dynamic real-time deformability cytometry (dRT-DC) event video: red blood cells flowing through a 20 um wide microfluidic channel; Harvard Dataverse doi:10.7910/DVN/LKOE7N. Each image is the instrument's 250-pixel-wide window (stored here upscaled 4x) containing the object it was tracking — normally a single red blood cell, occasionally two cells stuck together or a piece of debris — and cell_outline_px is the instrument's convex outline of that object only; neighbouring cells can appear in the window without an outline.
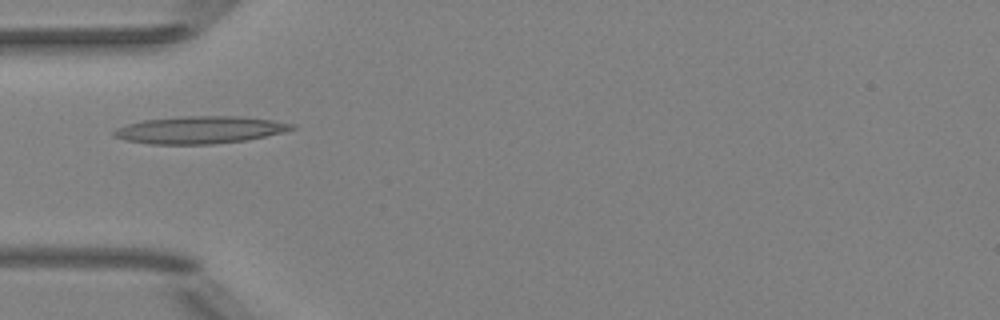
{"species": "Egyptian fruit bat (a non-hibernating species)", "species_latin": "Rousettus aegyptiacus", "temperature_condition": "room temperature", "stored_images_in_passage": 5, "camera_frame_rate_fps": 3000, "um_per_image_px": 0.085, "animal": {"sex": "female"}, "frame": {"image": 1, "passage_image": 3, "time_ms": 2.333, "image_size_px": [1000, 320], "cell_outline_px": [[296, 128], [284, 132], [248, 140], [212, 144], [148, 144], [124, 140], [112, 136], [112, 132], [116, 128], [128, 124], [144, 120], [184, 116], [240, 116], [272, 120], [296, 124]], "centroid_in_image_um": [17.0, 11.04], "position_along_channel_um": 68.0, "area_um2": 28.5}}
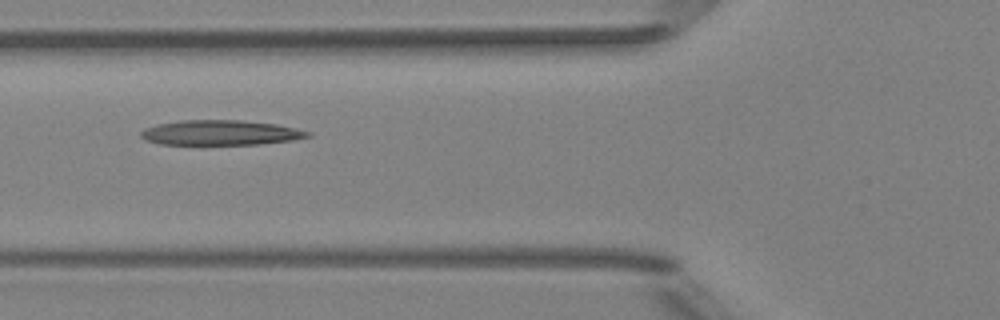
{"frame": {"image": 2, "passage_image": 4, "time_ms": 3.333, "image_size_px": [1000, 320], "cell_outline_px": [[312, 136], [292, 140], [260, 144], [160, 144], [144, 140], [140, 136], [140, 132], [144, 128], [160, 124], [180, 120], [240, 120], [276, 124], [296, 128], [312, 132]], "centroid_in_image_um": [18.75, 11.28], "position_along_channel_um": 107.0, "area_um2": 24.28}}
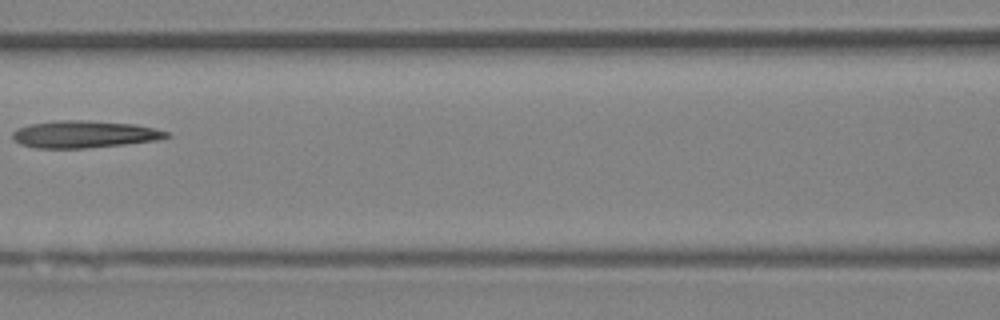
{"frame": {"image": 3, "passage_image": 5, "time_ms": 4.667, "image_size_px": [1000, 320], "cell_outline_px": [[172, 136], [156, 140], [124, 144], [84, 148], [36, 148], [20, 144], [12, 140], [12, 132], [16, 128], [32, 124], [56, 120], [84, 120], [136, 124], [168, 132]], "centroid_in_image_um": [7.12, 11.41], "position_along_channel_um": 159.5, "area_um2": 24.33}}